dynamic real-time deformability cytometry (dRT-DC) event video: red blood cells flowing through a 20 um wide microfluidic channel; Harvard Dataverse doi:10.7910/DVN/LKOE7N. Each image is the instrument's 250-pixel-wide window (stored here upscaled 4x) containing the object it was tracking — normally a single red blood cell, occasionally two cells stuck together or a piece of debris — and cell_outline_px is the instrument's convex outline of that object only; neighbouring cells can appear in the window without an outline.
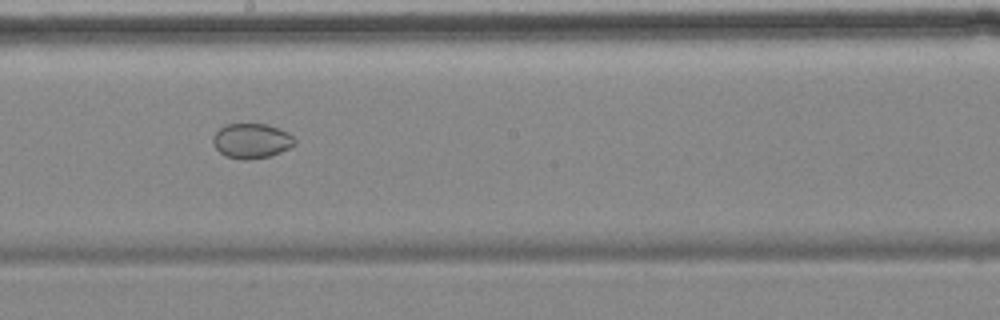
{"species": "common noctule bat (a hibernating species)", "species_latin": "Nyctalus noctula", "temperature_condition": "cold", "stored_images_in_passage": 7, "camera_frame_rate_fps": 3000, "um_per_image_px": 0.085, "animal": {"sex": "female", "body_mass_g": 18.4}, "frame": {"image": 1, "passage_image": 5, "time_ms": 4.667, "image_size_px": [1000, 320], "cell_outline_px": [[296, 144], [280, 152], [268, 156], [248, 160], [244, 160], [224, 156], [212, 144], [212, 136], [224, 124], [268, 124], [288, 132], [296, 140]], "centroid_in_image_um": [21.36, 11.97], "position_along_channel_um": 226.8, "area_um2": 16.7}}
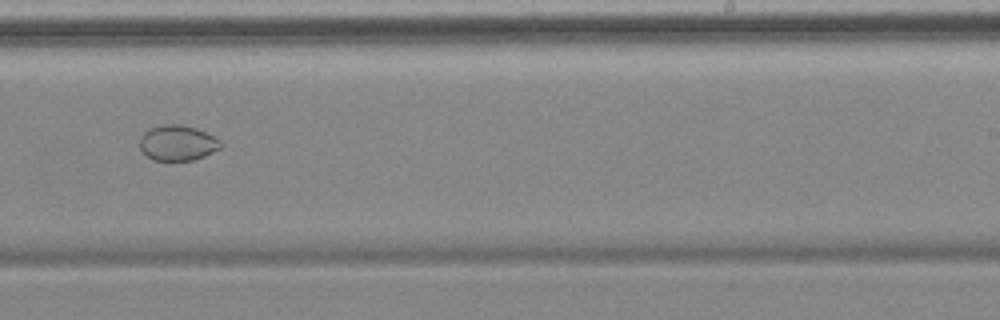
{"frame": {"image": 2, "passage_image": 6, "time_ms": 6.0, "image_size_px": [1000, 320], "cell_outline_px": [[220, 148], [204, 156], [192, 160], [152, 160], [140, 148], [140, 136], [148, 128], [164, 124], [180, 124], [196, 128], [220, 140]], "centroid_in_image_um": [15.06, 12.14], "position_along_channel_um": 273.9, "area_um2": 16.53}}